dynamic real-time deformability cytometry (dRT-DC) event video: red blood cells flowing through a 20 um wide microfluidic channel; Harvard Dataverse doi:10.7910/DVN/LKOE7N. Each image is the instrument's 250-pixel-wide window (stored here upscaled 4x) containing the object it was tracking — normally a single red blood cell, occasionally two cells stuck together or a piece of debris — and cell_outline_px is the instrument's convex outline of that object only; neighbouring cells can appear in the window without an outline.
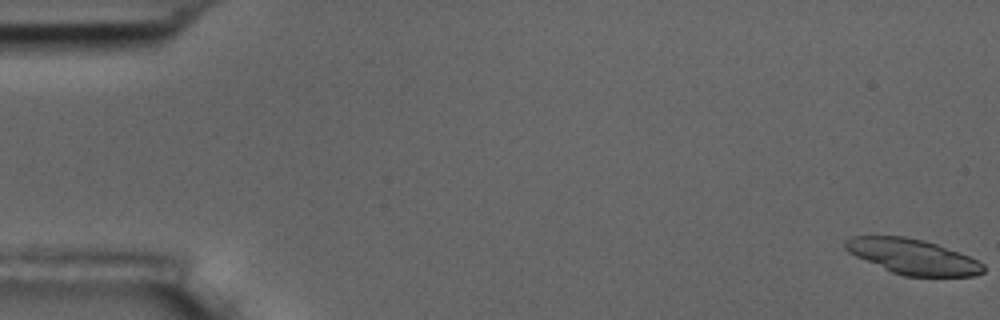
{"species": "common noctule bat (a hibernating species)", "species_latin": "Nyctalus noctula", "temperature_condition": "room temperature", "stored_images_in_passage": 21, "camera_frame_rate_fps": 3000, "um_per_image_px": 0.085, "animal": {"sex": "male", "body_mass_g": 17.5, "forearm_length_mm": 52.3}, "frame": {"image": 1, "passage_image": 1, "time_ms": 0.0, "image_size_px": [1000, 320], "cell_outline_px": [[984, 272], [976, 276], [904, 276], [892, 272], [856, 256], [848, 252], [844, 248], [844, 240], [852, 236], [904, 236], [924, 240], [936, 244], [968, 256], [984, 264]], "centroid_in_image_um": [77.56, 21.81], "position_along_channel_um": 7.4, "area_um2": 28.09}}